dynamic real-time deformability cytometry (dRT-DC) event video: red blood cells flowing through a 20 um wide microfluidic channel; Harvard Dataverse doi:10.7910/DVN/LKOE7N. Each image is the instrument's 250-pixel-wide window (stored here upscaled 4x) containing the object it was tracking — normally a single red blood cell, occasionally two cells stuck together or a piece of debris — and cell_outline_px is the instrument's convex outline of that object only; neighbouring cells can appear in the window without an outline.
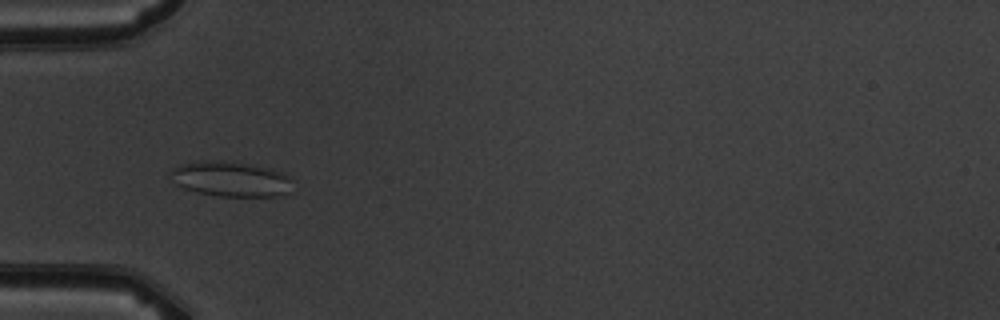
{"species": "common noctule bat (a hibernating species)", "species_latin": "Nyctalus noctula", "temperature_condition": "warm", "stored_images_in_passage": 6, "camera_frame_rate_fps": 3000, "um_per_image_px": 0.085, "animal": {"sex": "male", "body_mass_g": 19.5, "forearm_length_mm": 54.6}, "frame": {"image": 1, "passage_image": 5, "time_ms": 5.333, "image_size_px": [1000, 320], "cell_outline_px": [[292, 180], [288, 192], [280, 196], [216, 196], [196, 192], [184, 188], [176, 184], [168, 172], [172, 168], [184, 164], [200, 160], [220, 160], [252, 164], [272, 168], [288, 176]], "centroid_in_image_um": [19.6, 15.21], "position_along_channel_um": 65.4, "area_um2": 25.14}}
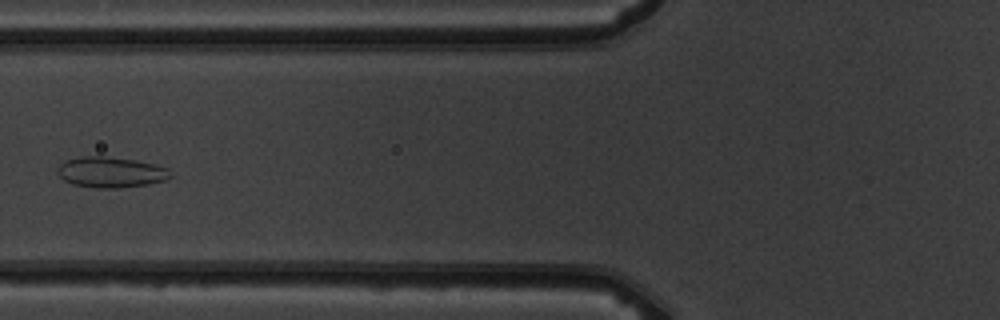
{"frame": {"image": 2, "passage_image": 6, "time_ms": 6.667, "image_size_px": [1000, 320], "cell_outline_px": [[172, 176], [164, 180], [148, 184], [120, 188], [96, 188], [72, 184], [64, 180], [56, 172], [56, 168], [64, 160], [80, 156], [104, 156], [136, 160], [168, 168]], "centroid_in_image_um": [9.37, 14.63], "position_along_channel_um": 116.4, "area_um2": 20.29}}